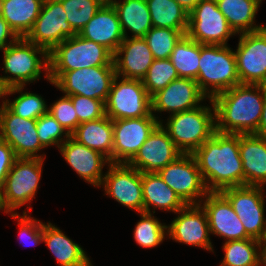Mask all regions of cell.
Listing matches in <instances>:
<instances>
[{
  "label": "cell",
  "mask_w": 266,
  "mask_h": 266,
  "mask_svg": "<svg viewBox=\"0 0 266 266\" xmlns=\"http://www.w3.org/2000/svg\"><path fill=\"white\" fill-rule=\"evenodd\" d=\"M209 192L244 186L243 163L239 153V134L220 133L205 141L192 153Z\"/></svg>",
  "instance_id": "cell-1"
},
{
  "label": "cell",
  "mask_w": 266,
  "mask_h": 266,
  "mask_svg": "<svg viewBox=\"0 0 266 266\" xmlns=\"http://www.w3.org/2000/svg\"><path fill=\"white\" fill-rule=\"evenodd\" d=\"M264 85L239 84L219 93L214 105L216 131L255 134L263 111Z\"/></svg>",
  "instance_id": "cell-2"
},
{
  "label": "cell",
  "mask_w": 266,
  "mask_h": 266,
  "mask_svg": "<svg viewBox=\"0 0 266 266\" xmlns=\"http://www.w3.org/2000/svg\"><path fill=\"white\" fill-rule=\"evenodd\" d=\"M96 66H114L113 54L103 45L76 34L49 52V80L54 83L64 72Z\"/></svg>",
  "instance_id": "cell-3"
},
{
  "label": "cell",
  "mask_w": 266,
  "mask_h": 266,
  "mask_svg": "<svg viewBox=\"0 0 266 266\" xmlns=\"http://www.w3.org/2000/svg\"><path fill=\"white\" fill-rule=\"evenodd\" d=\"M209 99L240 84L234 51L227 45H203L195 80ZM210 86L211 90L208 89ZM208 91V92H207Z\"/></svg>",
  "instance_id": "cell-4"
},
{
  "label": "cell",
  "mask_w": 266,
  "mask_h": 266,
  "mask_svg": "<svg viewBox=\"0 0 266 266\" xmlns=\"http://www.w3.org/2000/svg\"><path fill=\"white\" fill-rule=\"evenodd\" d=\"M199 106L187 111L171 114L164 129L183 154H192L216 132L214 105Z\"/></svg>",
  "instance_id": "cell-5"
},
{
  "label": "cell",
  "mask_w": 266,
  "mask_h": 266,
  "mask_svg": "<svg viewBox=\"0 0 266 266\" xmlns=\"http://www.w3.org/2000/svg\"><path fill=\"white\" fill-rule=\"evenodd\" d=\"M4 53L3 64L7 76H3L10 86H25L26 82L32 83L38 80L41 69L46 71V79H49V52L43 47L29 42L25 37H19L15 42L2 49ZM37 54L42 55V59ZM8 73L12 76H8Z\"/></svg>",
  "instance_id": "cell-6"
},
{
  "label": "cell",
  "mask_w": 266,
  "mask_h": 266,
  "mask_svg": "<svg viewBox=\"0 0 266 266\" xmlns=\"http://www.w3.org/2000/svg\"><path fill=\"white\" fill-rule=\"evenodd\" d=\"M41 158H17L0 189V210L5 213L23 206L35 196L41 178Z\"/></svg>",
  "instance_id": "cell-7"
},
{
  "label": "cell",
  "mask_w": 266,
  "mask_h": 266,
  "mask_svg": "<svg viewBox=\"0 0 266 266\" xmlns=\"http://www.w3.org/2000/svg\"><path fill=\"white\" fill-rule=\"evenodd\" d=\"M115 76L105 102V112L111 120L131 119L150 116L151 96L143 86L142 80Z\"/></svg>",
  "instance_id": "cell-8"
},
{
  "label": "cell",
  "mask_w": 266,
  "mask_h": 266,
  "mask_svg": "<svg viewBox=\"0 0 266 266\" xmlns=\"http://www.w3.org/2000/svg\"><path fill=\"white\" fill-rule=\"evenodd\" d=\"M186 35L203 45H227L229 37L235 33L220 12L216 0H201L189 12Z\"/></svg>",
  "instance_id": "cell-9"
},
{
  "label": "cell",
  "mask_w": 266,
  "mask_h": 266,
  "mask_svg": "<svg viewBox=\"0 0 266 266\" xmlns=\"http://www.w3.org/2000/svg\"><path fill=\"white\" fill-rule=\"evenodd\" d=\"M263 191V187L247 185L228 187L220 191L229 200L246 234L259 241L266 238Z\"/></svg>",
  "instance_id": "cell-10"
},
{
  "label": "cell",
  "mask_w": 266,
  "mask_h": 266,
  "mask_svg": "<svg viewBox=\"0 0 266 266\" xmlns=\"http://www.w3.org/2000/svg\"><path fill=\"white\" fill-rule=\"evenodd\" d=\"M115 76V66H96L64 72L52 84L66 96L81 95L105 103Z\"/></svg>",
  "instance_id": "cell-11"
},
{
  "label": "cell",
  "mask_w": 266,
  "mask_h": 266,
  "mask_svg": "<svg viewBox=\"0 0 266 266\" xmlns=\"http://www.w3.org/2000/svg\"><path fill=\"white\" fill-rule=\"evenodd\" d=\"M158 174L186 205L201 204L199 197L209 192L201 177L197 162L192 154H182L162 168Z\"/></svg>",
  "instance_id": "cell-12"
},
{
  "label": "cell",
  "mask_w": 266,
  "mask_h": 266,
  "mask_svg": "<svg viewBox=\"0 0 266 266\" xmlns=\"http://www.w3.org/2000/svg\"><path fill=\"white\" fill-rule=\"evenodd\" d=\"M239 39L234 54L240 84L266 85V27Z\"/></svg>",
  "instance_id": "cell-13"
},
{
  "label": "cell",
  "mask_w": 266,
  "mask_h": 266,
  "mask_svg": "<svg viewBox=\"0 0 266 266\" xmlns=\"http://www.w3.org/2000/svg\"><path fill=\"white\" fill-rule=\"evenodd\" d=\"M150 116L112 120L113 153L112 163H128L138 152L161 120Z\"/></svg>",
  "instance_id": "cell-14"
},
{
  "label": "cell",
  "mask_w": 266,
  "mask_h": 266,
  "mask_svg": "<svg viewBox=\"0 0 266 266\" xmlns=\"http://www.w3.org/2000/svg\"><path fill=\"white\" fill-rule=\"evenodd\" d=\"M37 120L21 118L6 106L0 108V139L7 142L17 158H41L38 155L44 147L38 137Z\"/></svg>",
  "instance_id": "cell-15"
},
{
  "label": "cell",
  "mask_w": 266,
  "mask_h": 266,
  "mask_svg": "<svg viewBox=\"0 0 266 266\" xmlns=\"http://www.w3.org/2000/svg\"><path fill=\"white\" fill-rule=\"evenodd\" d=\"M76 34L67 21L62 3L47 2L43 3L33 28L25 38L50 52L56 45Z\"/></svg>",
  "instance_id": "cell-16"
},
{
  "label": "cell",
  "mask_w": 266,
  "mask_h": 266,
  "mask_svg": "<svg viewBox=\"0 0 266 266\" xmlns=\"http://www.w3.org/2000/svg\"><path fill=\"white\" fill-rule=\"evenodd\" d=\"M103 178L105 192L123 206L144 212L142 173L126 163H110Z\"/></svg>",
  "instance_id": "cell-17"
},
{
  "label": "cell",
  "mask_w": 266,
  "mask_h": 266,
  "mask_svg": "<svg viewBox=\"0 0 266 266\" xmlns=\"http://www.w3.org/2000/svg\"><path fill=\"white\" fill-rule=\"evenodd\" d=\"M162 122L153 130L136 155L127 163L141 173H158L183 153L170 139Z\"/></svg>",
  "instance_id": "cell-18"
},
{
  "label": "cell",
  "mask_w": 266,
  "mask_h": 266,
  "mask_svg": "<svg viewBox=\"0 0 266 266\" xmlns=\"http://www.w3.org/2000/svg\"><path fill=\"white\" fill-rule=\"evenodd\" d=\"M176 213L179 216L167 226L169 237L180 243L213 251L208 218L202 205H186Z\"/></svg>",
  "instance_id": "cell-19"
},
{
  "label": "cell",
  "mask_w": 266,
  "mask_h": 266,
  "mask_svg": "<svg viewBox=\"0 0 266 266\" xmlns=\"http://www.w3.org/2000/svg\"><path fill=\"white\" fill-rule=\"evenodd\" d=\"M202 208L206 211L210 233L226 241L250 239L229 200L221 192H208Z\"/></svg>",
  "instance_id": "cell-20"
},
{
  "label": "cell",
  "mask_w": 266,
  "mask_h": 266,
  "mask_svg": "<svg viewBox=\"0 0 266 266\" xmlns=\"http://www.w3.org/2000/svg\"><path fill=\"white\" fill-rule=\"evenodd\" d=\"M205 98L195 80L178 78L151 96V111L179 113L201 106Z\"/></svg>",
  "instance_id": "cell-21"
},
{
  "label": "cell",
  "mask_w": 266,
  "mask_h": 266,
  "mask_svg": "<svg viewBox=\"0 0 266 266\" xmlns=\"http://www.w3.org/2000/svg\"><path fill=\"white\" fill-rule=\"evenodd\" d=\"M59 149L67 163L81 178L96 187H100L104 178L102 174L104 164L111 163L106 156L77 142L71 136Z\"/></svg>",
  "instance_id": "cell-22"
},
{
  "label": "cell",
  "mask_w": 266,
  "mask_h": 266,
  "mask_svg": "<svg viewBox=\"0 0 266 266\" xmlns=\"http://www.w3.org/2000/svg\"><path fill=\"white\" fill-rule=\"evenodd\" d=\"M154 60L144 38H124L113 54L116 75L127 79L142 80Z\"/></svg>",
  "instance_id": "cell-23"
},
{
  "label": "cell",
  "mask_w": 266,
  "mask_h": 266,
  "mask_svg": "<svg viewBox=\"0 0 266 266\" xmlns=\"http://www.w3.org/2000/svg\"><path fill=\"white\" fill-rule=\"evenodd\" d=\"M78 35L103 45L112 54L116 52L125 38L117 12L109 2L102 5Z\"/></svg>",
  "instance_id": "cell-24"
},
{
  "label": "cell",
  "mask_w": 266,
  "mask_h": 266,
  "mask_svg": "<svg viewBox=\"0 0 266 266\" xmlns=\"http://www.w3.org/2000/svg\"><path fill=\"white\" fill-rule=\"evenodd\" d=\"M239 153L243 163L244 185L264 187L266 138L255 134H239Z\"/></svg>",
  "instance_id": "cell-25"
},
{
  "label": "cell",
  "mask_w": 266,
  "mask_h": 266,
  "mask_svg": "<svg viewBox=\"0 0 266 266\" xmlns=\"http://www.w3.org/2000/svg\"><path fill=\"white\" fill-rule=\"evenodd\" d=\"M43 241L60 266H92L80 245L49 222L43 224Z\"/></svg>",
  "instance_id": "cell-26"
},
{
  "label": "cell",
  "mask_w": 266,
  "mask_h": 266,
  "mask_svg": "<svg viewBox=\"0 0 266 266\" xmlns=\"http://www.w3.org/2000/svg\"><path fill=\"white\" fill-rule=\"evenodd\" d=\"M70 136L86 147L100 152L112 163L113 122L108 116L79 124Z\"/></svg>",
  "instance_id": "cell-27"
},
{
  "label": "cell",
  "mask_w": 266,
  "mask_h": 266,
  "mask_svg": "<svg viewBox=\"0 0 266 266\" xmlns=\"http://www.w3.org/2000/svg\"><path fill=\"white\" fill-rule=\"evenodd\" d=\"M42 5V0H0V15L18 37H26Z\"/></svg>",
  "instance_id": "cell-28"
},
{
  "label": "cell",
  "mask_w": 266,
  "mask_h": 266,
  "mask_svg": "<svg viewBox=\"0 0 266 266\" xmlns=\"http://www.w3.org/2000/svg\"><path fill=\"white\" fill-rule=\"evenodd\" d=\"M144 212L151 213L150 207L177 212L186 204L169 188L158 173H142Z\"/></svg>",
  "instance_id": "cell-29"
},
{
  "label": "cell",
  "mask_w": 266,
  "mask_h": 266,
  "mask_svg": "<svg viewBox=\"0 0 266 266\" xmlns=\"http://www.w3.org/2000/svg\"><path fill=\"white\" fill-rule=\"evenodd\" d=\"M216 2L235 34L255 32L266 27L254 24L262 0H216Z\"/></svg>",
  "instance_id": "cell-30"
},
{
  "label": "cell",
  "mask_w": 266,
  "mask_h": 266,
  "mask_svg": "<svg viewBox=\"0 0 266 266\" xmlns=\"http://www.w3.org/2000/svg\"><path fill=\"white\" fill-rule=\"evenodd\" d=\"M117 12L125 38L129 37L126 30L133 33L132 38H143L152 28L151 14L146 0H116L110 2Z\"/></svg>",
  "instance_id": "cell-31"
},
{
  "label": "cell",
  "mask_w": 266,
  "mask_h": 266,
  "mask_svg": "<svg viewBox=\"0 0 266 266\" xmlns=\"http://www.w3.org/2000/svg\"><path fill=\"white\" fill-rule=\"evenodd\" d=\"M152 27L188 29L189 13L175 0H146Z\"/></svg>",
  "instance_id": "cell-32"
},
{
  "label": "cell",
  "mask_w": 266,
  "mask_h": 266,
  "mask_svg": "<svg viewBox=\"0 0 266 266\" xmlns=\"http://www.w3.org/2000/svg\"><path fill=\"white\" fill-rule=\"evenodd\" d=\"M201 44L184 35L175 45L169 59L179 78L196 80L199 70Z\"/></svg>",
  "instance_id": "cell-33"
},
{
  "label": "cell",
  "mask_w": 266,
  "mask_h": 266,
  "mask_svg": "<svg viewBox=\"0 0 266 266\" xmlns=\"http://www.w3.org/2000/svg\"><path fill=\"white\" fill-rule=\"evenodd\" d=\"M260 241L250 238L229 240L223 245L224 259L220 266H259Z\"/></svg>",
  "instance_id": "cell-34"
},
{
  "label": "cell",
  "mask_w": 266,
  "mask_h": 266,
  "mask_svg": "<svg viewBox=\"0 0 266 266\" xmlns=\"http://www.w3.org/2000/svg\"><path fill=\"white\" fill-rule=\"evenodd\" d=\"M25 86L10 87L8 94L19 92L20 95L13 102L4 100L1 107L6 106L13 114L25 119L37 120L42 115L48 113L44 99L34 93L25 92Z\"/></svg>",
  "instance_id": "cell-35"
},
{
  "label": "cell",
  "mask_w": 266,
  "mask_h": 266,
  "mask_svg": "<svg viewBox=\"0 0 266 266\" xmlns=\"http://www.w3.org/2000/svg\"><path fill=\"white\" fill-rule=\"evenodd\" d=\"M187 29L152 27L143 37L154 59H168L175 45L186 35Z\"/></svg>",
  "instance_id": "cell-36"
},
{
  "label": "cell",
  "mask_w": 266,
  "mask_h": 266,
  "mask_svg": "<svg viewBox=\"0 0 266 266\" xmlns=\"http://www.w3.org/2000/svg\"><path fill=\"white\" fill-rule=\"evenodd\" d=\"M67 21L78 34L98 12L106 0H62Z\"/></svg>",
  "instance_id": "cell-37"
},
{
  "label": "cell",
  "mask_w": 266,
  "mask_h": 266,
  "mask_svg": "<svg viewBox=\"0 0 266 266\" xmlns=\"http://www.w3.org/2000/svg\"><path fill=\"white\" fill-rule=\"evenodd\" d=\"M178 78L177 70L169 58L155 59L142 79V83L148 94L152 96Z\"/></svg>",
  "instance_id": "cell-38"
},
{
  "label": "cell",
  "mask_w": 266,
  "mask_h": 266,
  "mask_svg": "<svg viewBox=\"0 0 266 266\" xmlns=\"http://www.w3.org/2000/svg\"><path fill=\"white\" fill-rule=\"evenodd\" d=\"M141 220L134 229V239L145 248L155 247L163 242L167 225H163L151 213H140Z\"/></svg>",
  "instance_id": "cell-39"
},
{
  "label": "cell",
  "mask_w": 266,
  "mask_h": 266,
  "mask_svg": "<svg viewBox=\"0 0 266 266\" xmlns=\"http://www.w3.org/2000/svg\"><path fill=\"white\" fill-rule=\"evenodd\" d=\"M36 127L39 140L44 148L55 144L59 148L70 136L63 129L61 124L49 113H46L37 119ZM64 134L66 139L61 138Z\"/></svg>",
  "instance_id": "cell-40"
},
{
  "label": "cell",
  "mask_w": 266,
  "mask_h": 266,
  "mask_svg": "<svg viewBox=\"0 0 266 266\" xmlns=\"http://www.w3.org/2000/svg\"><path fill=\"white\" fill-rule=\"evenodd\" d=\"M48 113L53 116L71 135L79 125L78 117L71 98L64 95L48 109Z\"/></svg>",
  "instance_id": "cell-41"
},
{
  "label": "cell",
  "mask_w": 266,
  "mask_h": 266,
  "mask_svg": "<svg viewBox=\"0 0 266 266\" xmlns=\"http://www.w3.org/2000/svg\"><path fill=\"white\" fill-rule=\"evenodd\" d=\"M75 108L79 124L100 119L106 115L105 103L81 95L69 96Z\"/></svg>",
  "instance_id": "cell-42"
},
{
  "label": "cell",
  "mask_w": 266,
  "mask_h": 266,
  "mask_svg": "<svg viewBox=\"0 0 266 266\" xmlns=\"http://www.w3.org/2000/svg\"><path fill=\"white\" fill-rule=\"evenodd\" d=\"M11 217L16 219L18 218L19 225H20V236L21 239L28 238L23 243H31L30 245H37L43 242V223L40 220L33 219L27 215L26 211L23 212V216L19 214L13 213ZM25 236V237H24ZM25 238V239H26ZM22 241V240H21ZM28 241V242H26Z\"/></svg>",
  "instance_id": "cell-43"
},
{
  "label": "cell",
  "mask_w": 266,
  "mask_h": 266,
  "mask_svg": "<svg viewBox=\"0 0 266 266\" xmlns=\"http://www.w3.org/2000/svg\"><path fill=\"white\" fill-rule=\"evenodd\" d=\"M16 159L13 148L0 139V189Z\"/></svg>",
  "instance_id": "cell-44"
},
{
  "label": "cell",
  "mask_w": 266,
  "mask_h": 266,
  "mask_svg": "<svg viewBox=\"0 0 266 266\" xmlns=\"http://www.w3.org/2000/svg\"><path fill=\"white\" fill-rule=\"evenodd\" d=\"M11 37V40L8 43V37ZM19 37L15 32L10 28L9 24L3 19L0 15V50L6 48L11 43L15 42Z\"/></svg>",
  "instance_id": "cell-45"
},
{
  "label": "cell",
  "mask_w": 266,
  "mask_h": 266,
  "mask_svg": "<svg viewBox=\"0 0 266 266\" xmlns=\"http://www.w3.org/2000/svg\"><path fill=\"white\" fill-rule=\"evenodd\" d=\"M255 135L266 138V85H264L263 111Z\"/></svg>",
  "instance_id": "cell-46"
},
{
  "label": "cell",
  "mask_w": 266,
  "mask_h": 266,
  "mask_svg": "<svg viewBox=\"0 0 266 266\" xmlns=\"http://www.w3.org/2000/svg\"><path fill=\"white\" fill-rule=\"evenodd\" d=\"M178 2L188 13L201 1V0H175Z\"/></svg>",
  "instance_id": "cell-47"
},
{
  "label": "cell",
  "mask_w": 266,
  "mask_h": 266,
  "mask_svg": "<svg viewBox=\"0 0 266 266\" xmlns=\"http://www.w3.org/2000/svg\"><path fill=\"white\" fill-rule=\"evenodd\" d=\"M264 243V244H263ZM260 259H259V264H263L266 266V238L260 241Z\"/></svg>",
  "instance_id": "cell-48"
},
{
  "label": "cell",
  "mask_w": 266,
  "mask_h": 266,
  "mask_svg": "<svg viewBox=\"0 0 266 266\" xmlns=\"http://www.w3.org/2000/svg\"><path fill=\"white\" fill-rule=\"evenodd\" d=\"M10 86L5 82L4 78L0 76V98L8 95Z\"/></svg>",
  "instance_id": "cell-49"
},
{
  "label": "cell",
  "mask_w": 266,
  "mask_h": 266,
  "mask_svg": "<svg viewBox=\"0 0 266 266\" xmlns=\"http://www.w3.org/2000/svg\"><path fill=\"white\" fill-rule=\"evenodd\" d=\"M62 0H42L43 3H47V2H60Z\"/></svg>",
  "instance_id": "cell-50"
}]
</instances>
